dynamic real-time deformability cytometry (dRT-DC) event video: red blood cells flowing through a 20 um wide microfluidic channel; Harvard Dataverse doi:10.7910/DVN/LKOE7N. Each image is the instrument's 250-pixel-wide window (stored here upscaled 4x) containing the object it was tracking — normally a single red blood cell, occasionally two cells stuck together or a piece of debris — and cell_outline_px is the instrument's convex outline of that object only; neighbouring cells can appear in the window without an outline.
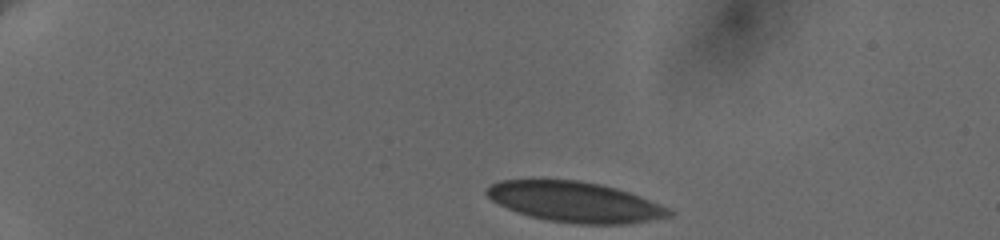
{"species": "human", "species_latin": "Homo sapiens", "temperature_condition": "cold", "stored_images_in_passage": 21, "camera_frame_rate_fps": 3000, "um_per_image_px": 0.085, "donor": {"sex": "female"}, "frame": {"image": 1, "passage_image": 1, "time_ms": 0.0, "image_size_px": [1000, 240], "cell_outline_px": [[672, 216], [648, 220], [620, 224], [580, 224], [548, 220], [532, 216], [508, 208], [492, 200], [484, 192], [484, 188], [500, 180], [580, 180], [600, 184], [616, 188], [640, 196], [668, 208], [672, 212]], "centroid_in_image_um": [48.85, 17.15], "position_along_channel_um": 36.2, "area_um2": 42.31}}
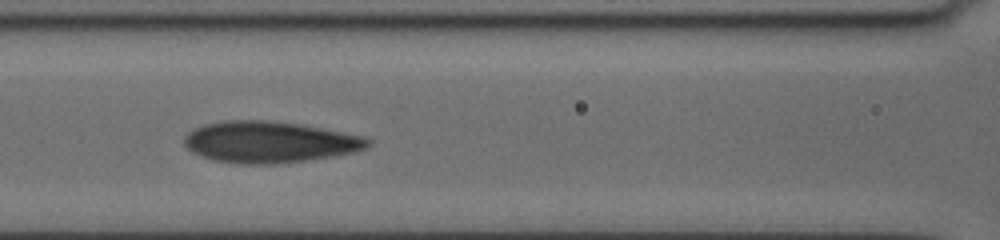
{"frame": {"image": 2, "passage_image": 15, "time_ms": 5.333, "image_size_px": [1000, 240], "cell_outline_px": [[372, 144], [364, 148], [352, 152], [332, 156], [304, 160], [272, 164], [240, 164], [212, 160], [200, 156], [192, 152], [184, 144], [184, 136], [188, 132], [204, 124], [224, 120], [268, 120], [300, 124], [360, 136], [372, 140]], "centroid_in_image_um": [22.84, 12.07], "position_along_channel_um": 143.8, "area_um2": 43.99}}
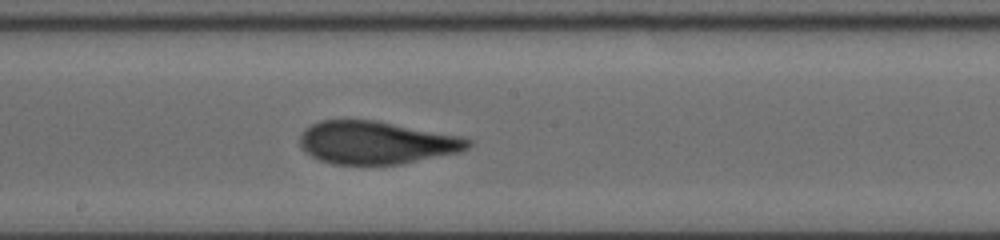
{"frame": {"image": 3, "passage_image": 21, "time_ms": 7.333, "image_size_px": [1000, 240], "cell_outline_px": [[472, 144], [468, 148], [460, 152], [400, 164], [332, 164], [320, 160], [312, 156], [300, 148], [300, 136], [312, 124], [320, 120], [376, 120], [460, 136], [472, 140]], "centroid_in_image_um": [32.0, 12.12], "position_along_channel_um": 216.2, "area_um2": 41.79}}